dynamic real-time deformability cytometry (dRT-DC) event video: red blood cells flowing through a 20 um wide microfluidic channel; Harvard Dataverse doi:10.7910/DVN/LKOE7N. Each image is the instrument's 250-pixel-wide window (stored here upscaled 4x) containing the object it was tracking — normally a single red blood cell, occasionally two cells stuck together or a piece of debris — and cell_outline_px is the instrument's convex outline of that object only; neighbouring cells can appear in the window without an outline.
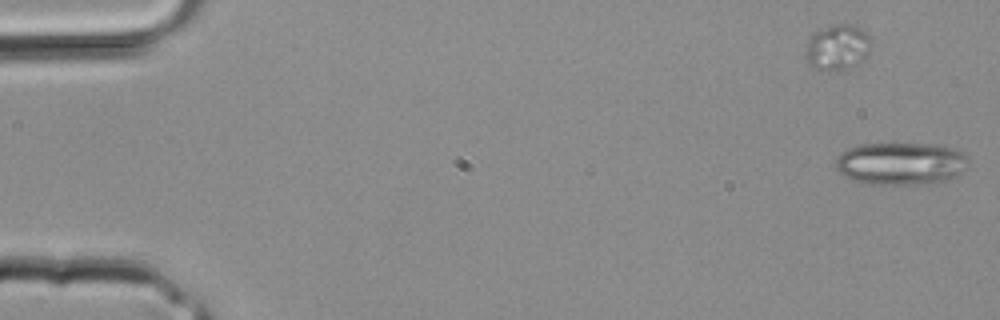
{"species": "common noctule bat (a hibernating species)", "species_latin": "Nyctalus noctula", "temperature_condition": "room temperature", "stored_images_in_passage": 3, "segment_of_instrument_passage": [2, 2], "camera_frame_rate_fps": 3000, "um_per_image_px": 0.085, "animal": {"sex": "male", "body_mass_g": 20.4}, "frame": {"image": 1, "passage_image": 3, "time_ms": 0.667, "image_size_px": [1000, 320], "cell_outline_px": [[968, 160], [960, 172], [936, 184], [872, 184], [852, 180], [844, 176], [836, 168], [836, 160], [840, 152], [848, 148], [864, 144], [928, 144], [952, 148], [964, 152], [968, 156]], "centroid_in_image_um": [76.54, 13.9], "position_along_channel_um": 8.5, "area_um2": 32.66}}